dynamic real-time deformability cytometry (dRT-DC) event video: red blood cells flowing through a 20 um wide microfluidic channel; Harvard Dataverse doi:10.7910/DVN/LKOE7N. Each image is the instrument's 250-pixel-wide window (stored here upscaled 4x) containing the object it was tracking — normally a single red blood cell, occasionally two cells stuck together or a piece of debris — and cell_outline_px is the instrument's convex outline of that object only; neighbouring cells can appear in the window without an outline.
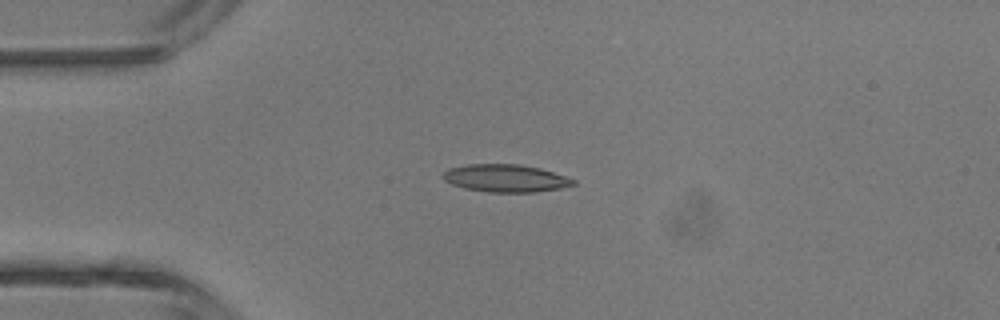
{"species": "common noctule bat (a hibernating species)", "species_latin": "Nyctalus noctula", "temperature_condition": "room temperature", "stored_images_in_passage": 4, "camera_frame_rate_fps": 3000, "um_per_image_px": 0.085, "animal": {"sex": "male", "body_mass_g": 13.3}, "frame": {"image": 1, "passage_image": 3, "time_ms": 3.333, "image_size_px": [1000, 320], "cell_outline_px": [[576, 184], [560, 188], [536, 192], [488, 192], [464, 188], [452, 184], [444, 180], [440, 176], [448, 168], [468, 164], [520, 164], [540, 168], [576, 180]], "centroid_in_image_um": [42.94, 15.14], "position_along_channel_um": 42.1, "area_um2": 20.98}}